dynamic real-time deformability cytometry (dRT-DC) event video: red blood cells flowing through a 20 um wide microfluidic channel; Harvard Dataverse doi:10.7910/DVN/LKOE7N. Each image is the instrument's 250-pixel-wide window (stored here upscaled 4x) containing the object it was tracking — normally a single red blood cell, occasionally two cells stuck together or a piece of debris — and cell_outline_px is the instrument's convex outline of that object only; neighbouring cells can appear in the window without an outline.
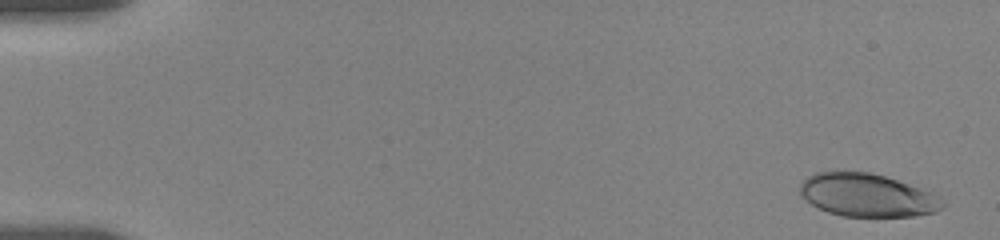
{"species": "human", "species_latin": "Homo sapiens", "temperature_condition": "room temperature", "stored_images_in_passage": 66, "camera_frame_rate_fps": 3000, "um_per_image_px": 0.085, "donor": {"sex": "female"}, "frame": {"image": 1, "passage_image": 1, "time_ms": 0.0, "image_size_px": [1000, 240], "cell_outline_px": [[944, 208], [936, 212], [912, 216], [844, 216], [828, 212], [812, 204], [800, 196], [800, 184], [808, 176], [816, 172], [868, 172], [884, 176], [920, 188], [928, 192], [940, 200], [944, 204]], "centroid_in_image_um": [73.67, 16.6], "position_along_channel_um": 11.3, "area_um2": 35.14}}
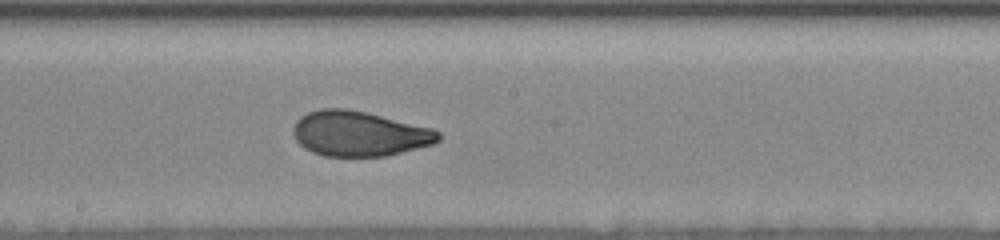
{"frame": {"image": 2, "passage_image": 32, "time_ms": 9.667, "image_size_px": [1000, 240], "cell_outline_px": [[440, 140], [432, 144], [388, 156], [324, 156], [312, 152], [304, 148], [296, 140], [292, 132], [292, 128], [296, 120], [300, 116], [308, 112], [320, 108], [344, 108], [364, 112], [432, 128], [440, 132]], "centroid_in_image_um": [30.5, 11.36], "position_along_channel_um": 217.7, "area_um2": 38.09}}
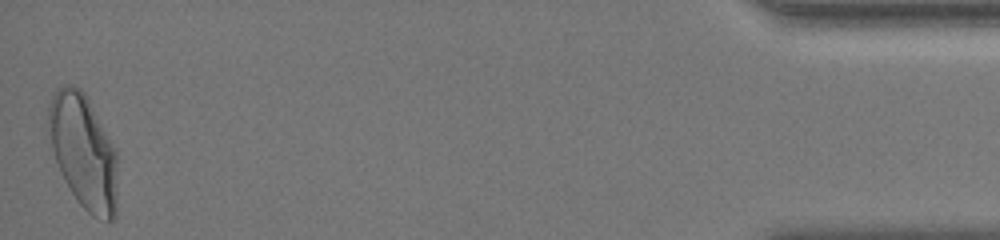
{"frame": {"image": 3, "passage_image": 65, "time_ms": 17.667, "image_size_px": [1000, 240], "cell_outline_px": [[116, 216], [112, 220], [108, 220], [92, 216], [76, 200], [64, 180], [60, 172], [52, 148], [48, 120], [48, 104], [56, 88], [64, 84], [72, 84], [80, 88], [84, 92], [116, 152]], "centroid_in_image_um": [7.07, 12.87], "position_along_channel_um": 428.1, "area_um2": 45.43}, "authors_computed_cell_mechanics": {"area_um2": 38.3214, "velocity_mm_per_s": 3.6417, "shape_relaxation_time_tau1_ms": 5.2302, "shape_relaxation_time_tau2_ms": 0.8485, "deformation_change_tau1": 0.1664, "deformation_change_tau2": 0.0573}}